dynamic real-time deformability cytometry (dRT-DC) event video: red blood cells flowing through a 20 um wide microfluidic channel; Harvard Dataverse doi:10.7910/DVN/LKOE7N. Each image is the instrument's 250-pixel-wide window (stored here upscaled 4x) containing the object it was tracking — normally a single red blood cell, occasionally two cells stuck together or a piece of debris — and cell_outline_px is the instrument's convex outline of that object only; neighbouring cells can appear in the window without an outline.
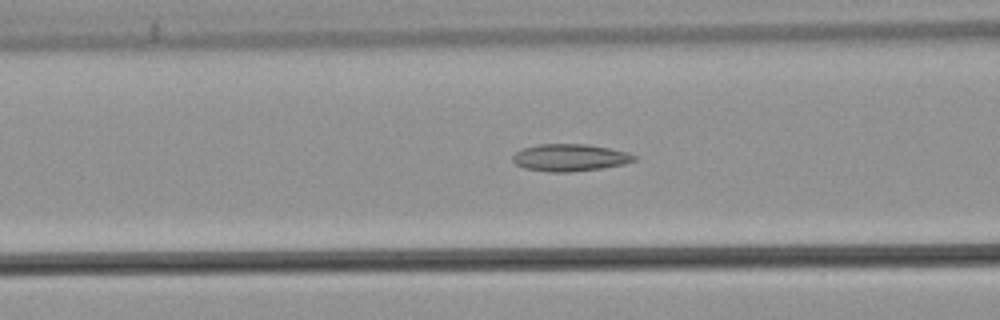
{"species": "common noctule bat (a hibernating species)", "species_latin": "Nyctalus noctula", "temperature_condition": "warm", "stored_images_in_passage": 40, "camera_frame_rate_fps": 3000, "um_per_image_px": 0.085, "animal": {"sex": "male", "body_mass_g": 21.5, "forearm_length_mm": 52.0}, "frame": {"image": 1, "passage_image": 7, "time_ms": 2.0, "image_size_px": [1000, 320], "cell_outline_px": [[636, 160], [624, 164], [600, 168], [568, 172], [548, 172], [524, 168], [516, 164], [512, 160], [512, 156], [516, 152], [524, 148], [540, 144], [588, 144], [628, 152], [636, 156]], "centroid_in_image_um": [48.43, 13.39], "position_along_channel_um": 118.2, "area_um2": 19.13}}
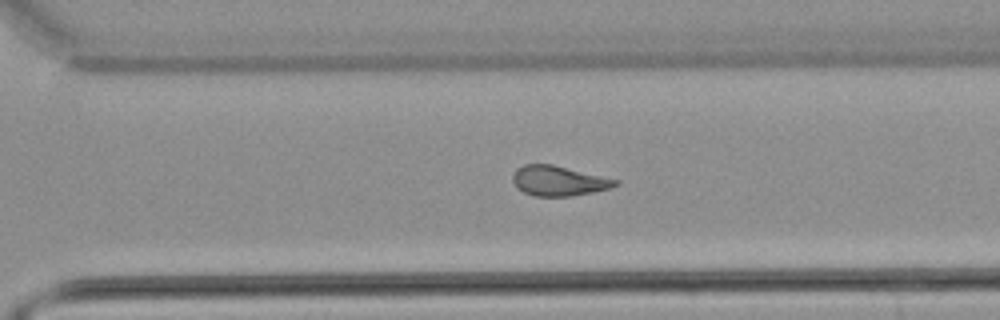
{"frame": {"image": 2, "passage_image": 23, "time_ms": 7.333, "image_size_px": [1000, 320], "cell_outline_px": [[620, 184], [612, 188], [572, 196], [532, 196], [524, 192], [512, 180], [512, 176], [524, 164], [552, 164], [620, 180]], "centroid_in_image_um": [47.55, 15.38], "position_along_channel_um": 323.0, "area_um2": 17.8}}
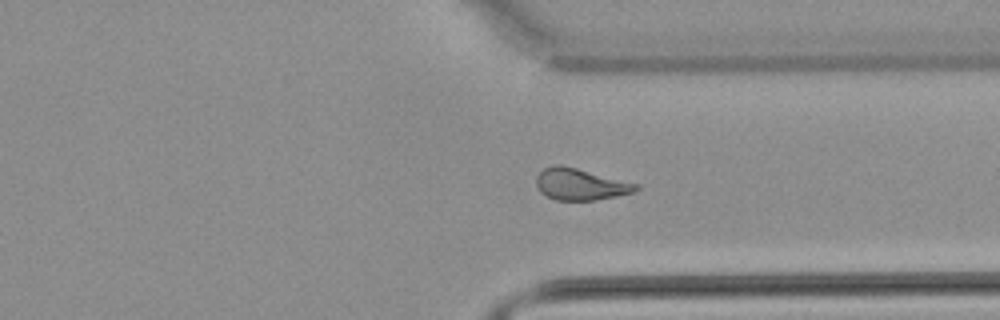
{"frame": {"image": 3, "passage_image": 26, "time_ms": 8.333, "image_size_px": [1000, 320], "cell_outline_px": [[640, 188], [632, 192], [616, 196], [596, 200], [556, 200], [540, 192], [536, 184], [536, 176], [544, 168], [556, 164], [560, 164], [640, 184]], "centroid_in_image_um": [49.33, 15.66], "position_along_channel_um": 362.1, "area_um2": 18.26}, "authors_computed_cell_mechanics": {"area_um2": 18.3804, "velocity_mm_per_s": 3.8502, "shape_relaxation_time_tau1_ms": null, "shape_relaxation_time_tau2_ms": 2.0061, "deformation_change_tau1": null, "deformation_change_tau2": 0.0928}}